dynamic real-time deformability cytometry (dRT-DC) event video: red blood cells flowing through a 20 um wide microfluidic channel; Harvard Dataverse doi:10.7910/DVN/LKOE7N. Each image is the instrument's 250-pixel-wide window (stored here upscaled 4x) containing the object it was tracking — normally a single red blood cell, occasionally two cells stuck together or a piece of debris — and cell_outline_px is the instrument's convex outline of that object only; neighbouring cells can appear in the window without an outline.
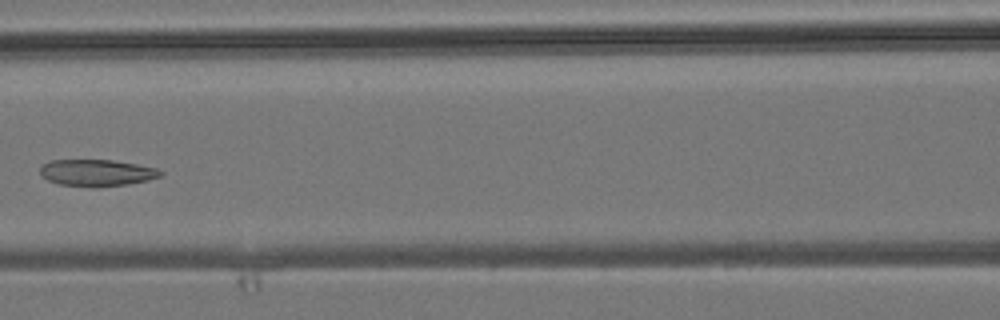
{"species": "common noctule bat (a hibernating species)", "species_latin": "Nyctalus noctula", "temperature_condition": "room temperature", "stored_images_in_passage": 6, "camera_frame_rate_fps": 3000, "um_per_image_px": 0.085, "animal": {"sex": "male", "body_mass_g": 19.2, "forearm_length_mm": 51.8}, "frame": {"image": 1, "passage_image": 6, "time_ms": 6.667, "image_size_px": [1000, 320], "cell_outline_px": [[164, 172], [160, 176], [148, 180], [128, 184], [92, 188], [60, 184], [48, 180], [40, 172], [40, 164], [48, 160], [112, 160], [136, 164], [156, 168]], "centroid_in_image_um": [8.2, 14.69], "position_along_channel_um": 158.4, "area_um2": 18.84}}